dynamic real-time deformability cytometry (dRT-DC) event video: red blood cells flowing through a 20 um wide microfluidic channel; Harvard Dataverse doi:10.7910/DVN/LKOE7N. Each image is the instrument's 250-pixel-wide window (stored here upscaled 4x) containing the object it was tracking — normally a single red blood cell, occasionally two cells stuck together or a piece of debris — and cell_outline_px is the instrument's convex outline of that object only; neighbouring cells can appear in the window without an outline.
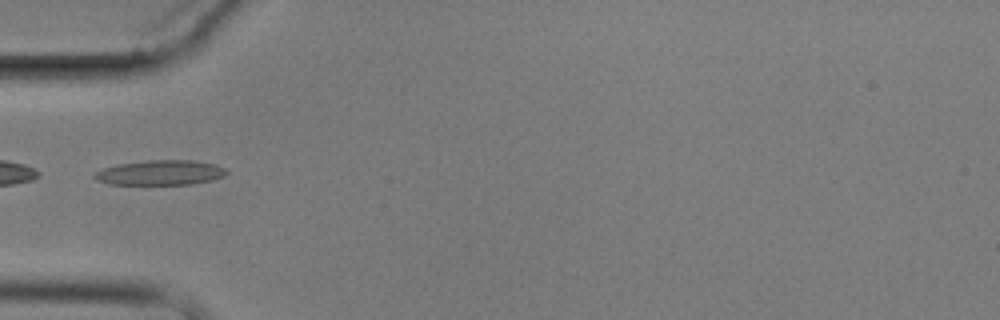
{"species": "common noctule bat (a hibernating species)", "species_latin": "Nyctalus noctula", "temperature_condition": "cold", "stored_images_in_passage": 8, "camera_frame_rate_fps": 3000, "um_per_image_px": 0.085, "animal": {"sex": "male", "body_mass_g": 17.9}, "frame": {"image": 1, "passage_image": 6, "time_ms": 5.667, "image_size_px": [1000, 320], "cell_outline_px": [[228, 172], [224, 176], [212, 180], [192, 184], [108, 184], [96, 180], [92, 176], [96, 172], [104, 168], [120, 164], [148, 160], [192, 160], [216, 164], [228, 168]], "centroid_in_image_um": [13.68, 14.67], "position_along_channel_um": 71.3, "area_um2": 19.19}}
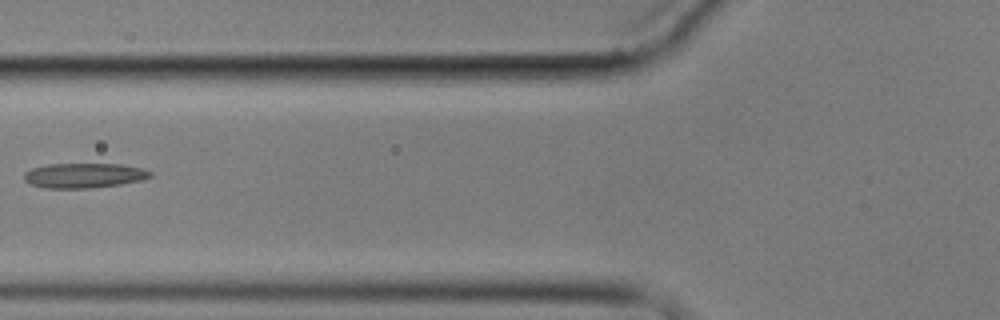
{"frame": {"image": 2, "passage_image": 7, "time_ms": 7.0, "image_size_px": [1000, 320], "cell_outline_px": [[152, 176], [140, 180], [120, 184], [88, 188], [44, 188], [32, 184], [24, 180], [24, 172], [32, 168], [48, 164], [120, 164], [144, 168], [152, 172]], "centroid_in_image_um": [7.14, 14.91], "position_along_channel_um": 118.7, "area_um2": 18.21}}
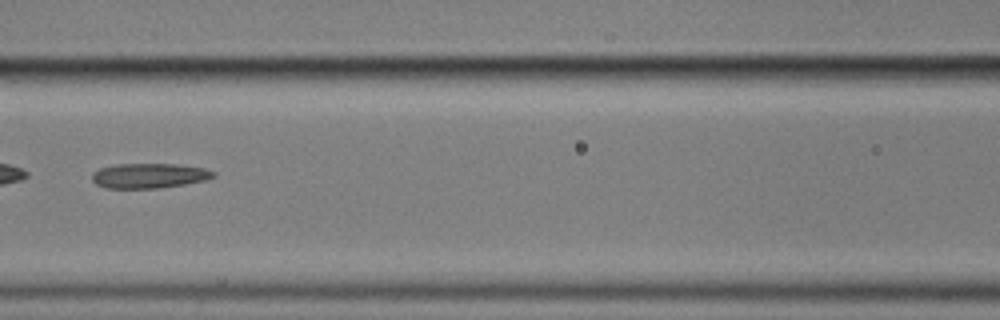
{"frame": {"image": 3, "passage_image": 8, "time_ms": 8.0, "image_size_px": [1000, 320], "cell_outline_px": [[216, 176], [204, 180], [184, 184], [156, 188], [104, 188], [96, 184], [92, 180], [92, 172], [100, 168], [116, 164], [176, 164], [204, 168], [216, 172]], "centroid_in_image_um": [12.65, 14.93], "position_along_channel_um": 153.9, "area_um2": 17.57}}